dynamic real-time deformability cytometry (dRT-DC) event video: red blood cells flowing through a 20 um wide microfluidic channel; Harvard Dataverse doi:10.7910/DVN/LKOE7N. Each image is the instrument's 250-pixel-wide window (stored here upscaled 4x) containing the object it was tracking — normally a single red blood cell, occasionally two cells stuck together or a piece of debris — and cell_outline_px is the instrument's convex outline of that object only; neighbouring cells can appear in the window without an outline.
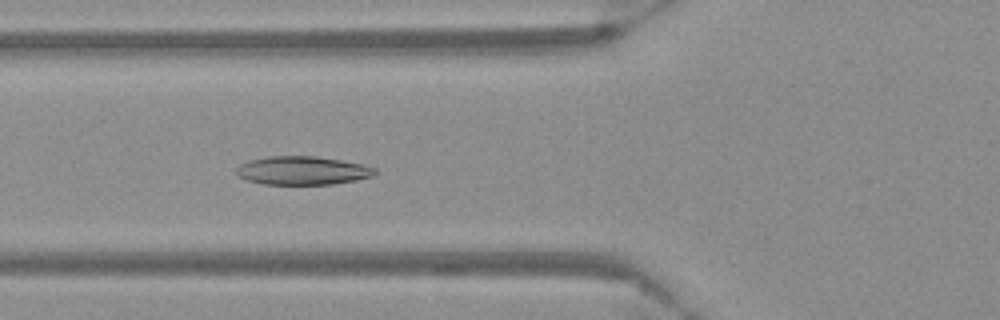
{"species": "Egyptian fruit bat (a non-hibernating species)", "species_latin": "Rousettus aegyptiacus", "temperature_condition": "warm", "stored_images_in_passage": 56, "camera_frame_rate_fps": 3000, "um_per_image_px": 0.085, "frame": {"image": 1, "passage_image": 21, "time_ms": 6.667, "image_size_px": [1000, 320], "cell_outline_px": [[376, 176], [356, 180], [332, 184], [264, 184], [248, 180], [236, 176], [236, 168], [240, 164], [248, 160], [268, 156], [316, 156], [364, 164], [376, 168]], "centroid_in_image_um": [25.72, 14.49], "position_along_channel_um": 100.1, "area_um2": 23.18}}
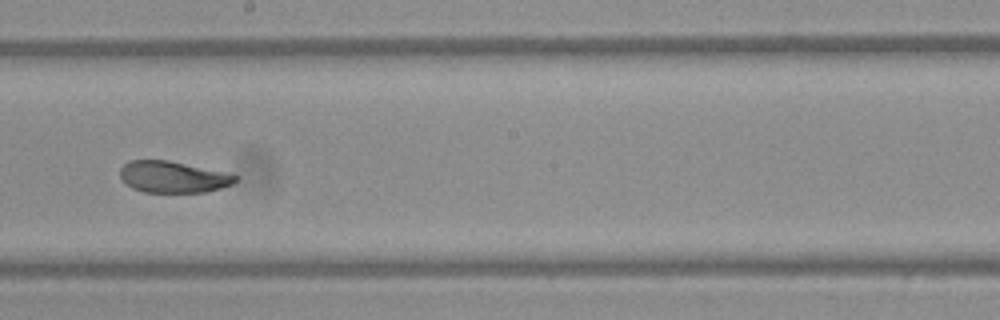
{"frame": {"image": 2, "passage_image": 32, "time_ms": 10.333, "image_size_px": [1000, 320], "cell_outline_px": [[240, 176], [232, 184], [220, 188], [204, 192], [144, 192], [132, 188], [120, 176], [120, 168], [128, 160], [168, 160], [224, 172]], "centroid_in_image_um": [14.7, 15.03], "position_along_channel_um": 233.5, "area_um2": 20.98}}
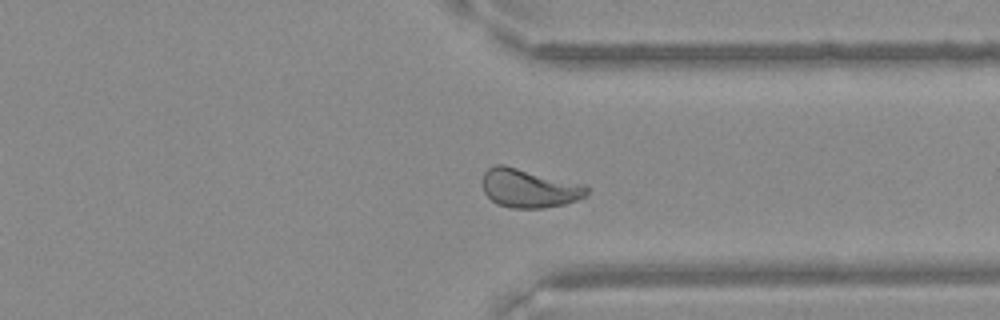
{"frame": {"image": 3, "passage_image": 43, "time_ms": 14.0, "image_size_px": [1000, 320], "cell_outline_px": [[588, 196], [564, 204], [544, 208], [512, 208], [496, 204], [484, 192], [484, 172], [488, 168], [496, 164], [504, 164], [584, 184], [588, 188]], "centroid_in_image_um": [45.0, 16.0], "position_along_channel_um": 366.4, "area_um2": 23.58}}